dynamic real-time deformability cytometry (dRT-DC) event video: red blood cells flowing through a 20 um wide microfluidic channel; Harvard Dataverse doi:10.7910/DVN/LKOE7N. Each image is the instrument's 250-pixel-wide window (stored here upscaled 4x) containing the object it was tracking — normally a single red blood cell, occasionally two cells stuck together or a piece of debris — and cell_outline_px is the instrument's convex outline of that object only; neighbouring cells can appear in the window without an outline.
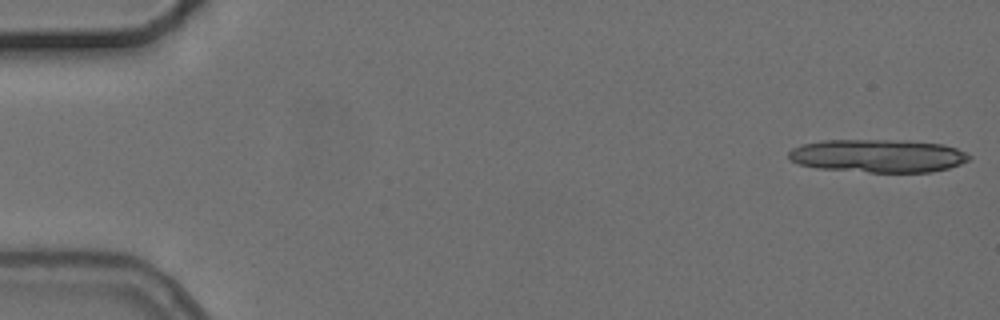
{"species": "common noctule bat (a hibernating species)", "species_latin": "Nyctalus noctula", "temperature_condition": "cold", "stored_images_in_passage": 5, "camera_frame_rate_fps": 3000, "um_per_image_px": 0.085, "animal": {"sex": "female", "body_mass_g": 24.6, "forearm_length_mm": 56.2}, "frame": {"image": 1, "passage_image": 1, "time_ms": 0.0, "image_size_px": [1000, 320], "cell_outline_px": [[972, 156], [968, 160], [960, 164], [948, 168], [932, 172], [868, 172], [816, 168], [800, 164], [792, 160], [788, 156], [788, 152], [792, 148], [804, 144], [824, 140], [908, 140], [944, 144], [956, 148]], "centroid_in_image_um": [74.65, 13.24], "position_along_channel_um": 10.3, "area_um2": 34.85}}